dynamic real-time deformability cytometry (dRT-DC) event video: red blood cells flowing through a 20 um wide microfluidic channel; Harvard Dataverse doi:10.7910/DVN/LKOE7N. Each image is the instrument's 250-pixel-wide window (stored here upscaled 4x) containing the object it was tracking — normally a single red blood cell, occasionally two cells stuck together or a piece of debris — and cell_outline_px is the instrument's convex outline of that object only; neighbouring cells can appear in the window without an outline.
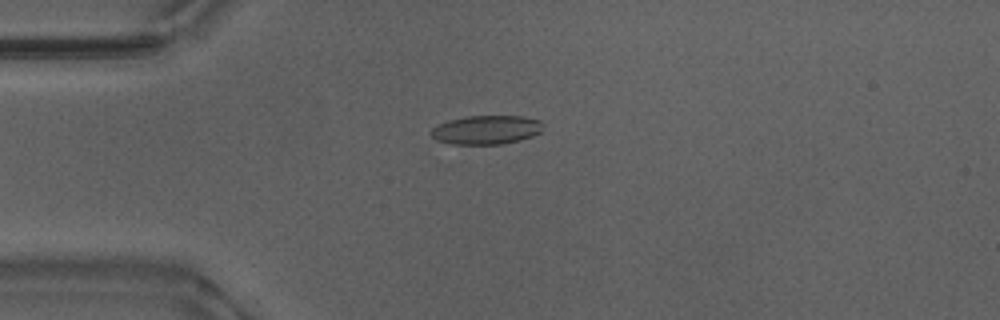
{"species": "Egyptian fruit bat (a non-hibernating species)", "species_latin": "Rousettus aegyptiacus", "temperature_condition": "warm", "stored_images_in_passage": 54, "camera_frame_rate_fps": 3000, "um_per_image_px": 0.085, "animal": {"sex": "male"}, "frame": {"image": 1, "passage_image": 14, "time_ms": 4.333, "image_size_px": [1000, 320], "cell_outline_px": [[540, 132], [532, 136], [520, 140], [500, 144], [452, 144], [436, 140], [432, 136], [432, 128], [448, 120], [464, 116], [524, 116], [540, 120]], "centroid_in_image_um": [41.32, 11.03], "position_along_channel_um": 43.7, "area_um2": 18.67}}
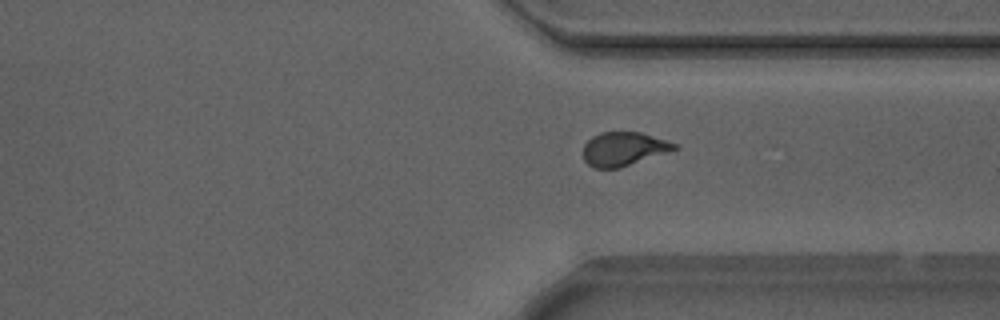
{"frame": {"image": 2, "passage_image": 40, "time_ms": 13.0, "image_size_px": [1000, 320], "cell_outline_px": [[680, 148], [620, 168], [596, 168], [588, 164], [584, 160], [584, 144], [592, 136], [600, 132], [640, 132], [676, 144]], "centroid_in_image_um": [52.99, 12.66], "position_along_channel_um": 358.4, "area_um2": 17.8}}
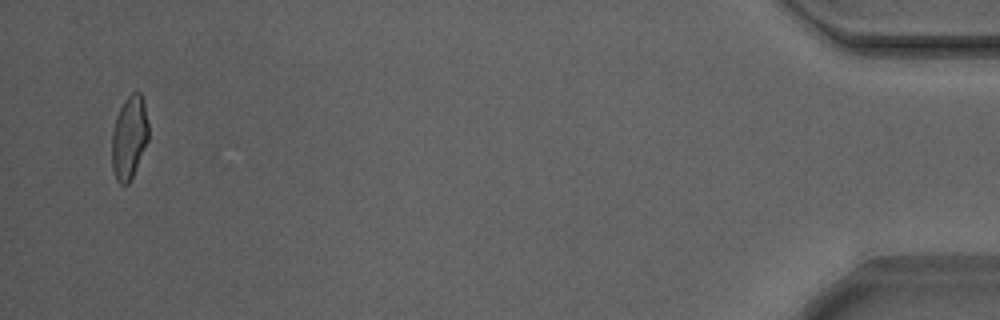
{"frame": {"image": 3, "passage_image": 52, "time_ms": 17.0, "image_size_px": [1000, 320], "cell_outline_px": [[148, 140], [132, 176], [128, 184], [120, 184], [116, 180], [112, 168], [112, 132], [120, 108], [124, 100], [132, 92], [140, 92], [144, 100], [148, 124]], "centroid_in_image_um": [10.98, 11.67], "position_along_channel_um": 424.2, "area_um2": 17.57}, "authors_computed_cell_mechanics": {"area_um2": 18.4093, "velocity_mm_per_s": 3.8778, "shape_relaxation_time_tau1_ms": 4.9182, "shape_relaxation_time_tau2_ms": 0.9787, "deformation_change_tau1": 0.1557, "deformation_change_tau2": 0.0613}}